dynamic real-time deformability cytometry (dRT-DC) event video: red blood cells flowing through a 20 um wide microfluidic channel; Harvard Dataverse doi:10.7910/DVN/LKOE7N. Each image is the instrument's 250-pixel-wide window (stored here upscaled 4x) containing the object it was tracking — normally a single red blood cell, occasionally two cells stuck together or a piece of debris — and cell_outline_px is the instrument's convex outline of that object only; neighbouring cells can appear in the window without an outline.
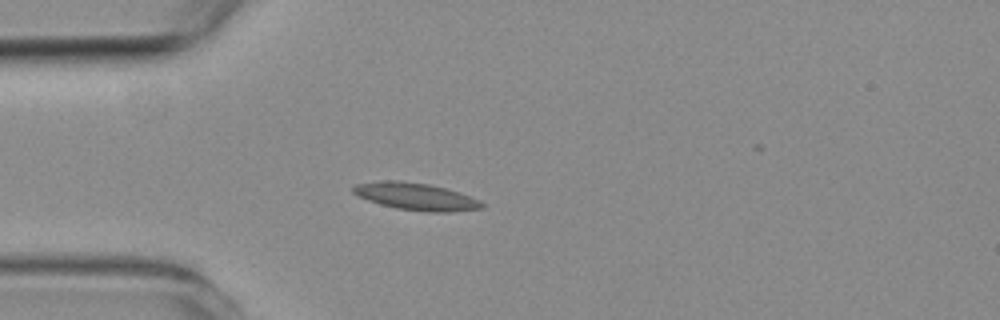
{"species": "common noctule bat (a hibernating species)", "species_latin": "Nyctalus noctula", "temperature_condition": "room temperature", "stored_images_in_passage": 5, "camera_frame_rate_fps": 3000, "um_per_image_px": 0.085, "animal": {"sex": "female", "body_mass_g": 19.3, "forearm_length_mm": 54.1}, "frame": {"image": 1, "passage_image": 4, "time_ms": 3.333, "image_size_px": [1000, 320], "cell_outline_px": [[484, 208], [448, 212], [428, 212], [396, 208], [380, 204], [356, 196], [352, 192], [352, 188], [356, 184], [384, 180], [400, 180], [428, 184], [460, 192], [480, 200], [484, 204]], "centroid_in_image_um": [35.34, 16.7], "position_along_channel_um": 49.7, "area_um2": 20.46}}